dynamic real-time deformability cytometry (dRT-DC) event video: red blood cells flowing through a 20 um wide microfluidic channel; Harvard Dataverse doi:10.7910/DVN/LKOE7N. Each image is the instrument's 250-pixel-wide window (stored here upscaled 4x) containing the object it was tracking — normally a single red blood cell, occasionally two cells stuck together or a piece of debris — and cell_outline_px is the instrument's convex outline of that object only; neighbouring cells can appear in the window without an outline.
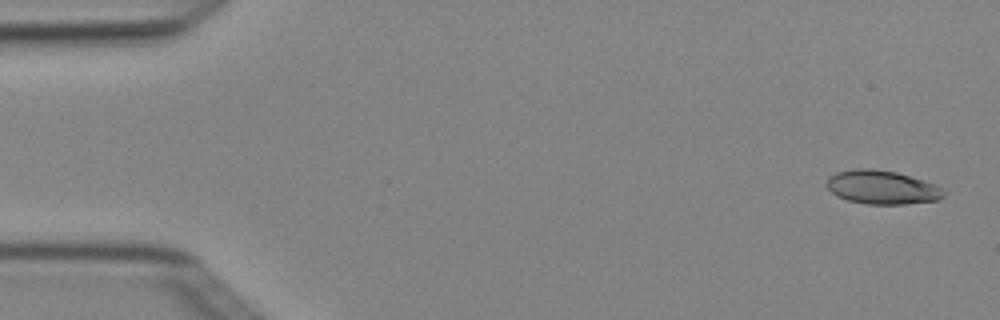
{"species": "Egyptian fruit bat (a non-hibernating species)", "species_latin": "Rousettus aegyptiacus", "temperature_condition": "cold", "stored_images_in_passage": 6, "camera_frame_rate_fps": 3000, "um_per_image_px": 0.085, "animal": {"sex": "female"}, "frame": {"image": 1, "passage_image": 1, "time_ms": 0.0, "image_size_px": [1000, 320], "cell_outline_px": [[948, 192], [940, 200], [904, 204], [864, 204], [848, 200], [836, 196], [824, 184], [828, 176], [836, 172], [856, 168], [872, 168], [896, 172], [924, 180]], "centroid_in_image_um": [74.94, 15.92], "position_along_channel_um": 10.1, "area_um2": 23.24}}
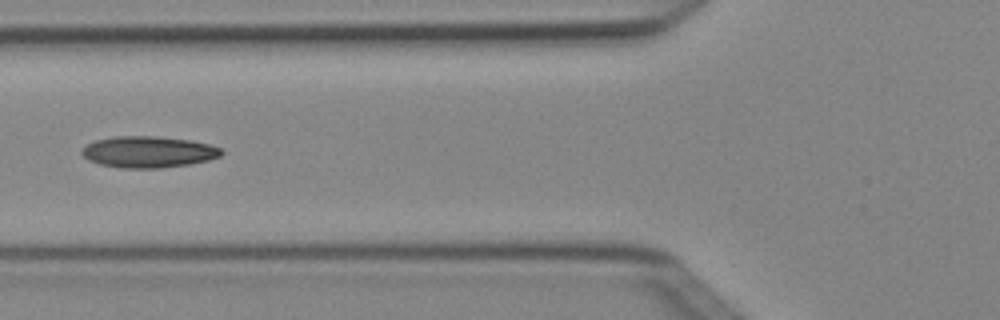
{"frame": {"image": 2, "passage_image": 5, "time_ms": 1.333, "image_size_px": [1000, 320], "cell_outline_px": [[224, 152], [220, 156], [208, 160], [188, 164], [160, 168], [120, 168], [100, 164], [88, 160], [80, 152], [88, 144], [96, 140], [112, 136], [156, 136], [192, 140], [208, 144], [220, 148]], "centroid_in_image_um": [12.61, 12.91], "position_along_channel_um": 113.2, "area_um2": 25.49}}
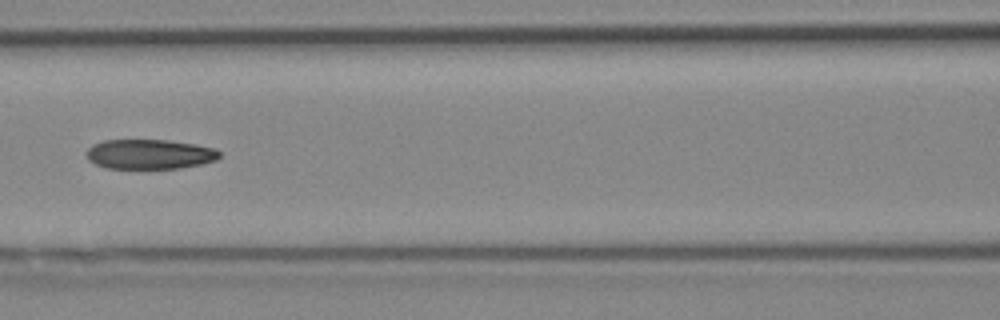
{"frame": {"image": 3, "passage_image": 6, "time_ms": 1.667, "image_size_px": [1000, 320], "cell_outline_px": [[220, 156], [216, 160], [200, 164], [180, 168], [104, 168], [88, 160], [88, 148], [92, 144], [104, 140], [168, 140], [196, 144], [216, 148], [220, 152]], "centroid_in_image_um": [12.73, 13.1], "position_along_channel_um": 153.9, "area_um2": 23.06}}